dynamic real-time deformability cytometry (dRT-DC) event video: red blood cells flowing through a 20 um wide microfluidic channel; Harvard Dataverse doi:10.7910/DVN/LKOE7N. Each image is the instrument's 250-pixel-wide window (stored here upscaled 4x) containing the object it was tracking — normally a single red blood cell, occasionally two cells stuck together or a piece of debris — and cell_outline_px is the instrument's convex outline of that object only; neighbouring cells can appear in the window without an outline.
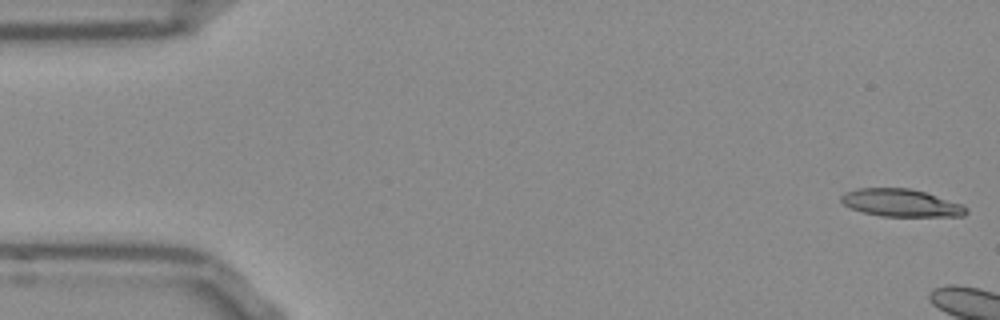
{"species": "Egyptian fruit bat (a non-hibernating species)", "species_latin": "Rousettus aegyptiacus", "temperature_condition": "room temperature", "stored_images_in_passage": 5, "camera_frame_rate_fps": 3000, "um_per_image_px": 0.085, "frame": {"image": 1, "passage_image": 1, "time_ms": 0.0, "image_size_px": [1000, 320], "cell_outline_px": [[968, 212], [964, 216], [880, 216], [864, 212], [852, 208], [844, 204], [840, 200], [840, 196], [844, 192], [856, 188], [908, 188], [924, 192], [964, 204], [968, 208]], "centroid_in_image_um": [76.6, 17.24], "position_along_channel_um": 8.4, "area_um2": 20.11}}